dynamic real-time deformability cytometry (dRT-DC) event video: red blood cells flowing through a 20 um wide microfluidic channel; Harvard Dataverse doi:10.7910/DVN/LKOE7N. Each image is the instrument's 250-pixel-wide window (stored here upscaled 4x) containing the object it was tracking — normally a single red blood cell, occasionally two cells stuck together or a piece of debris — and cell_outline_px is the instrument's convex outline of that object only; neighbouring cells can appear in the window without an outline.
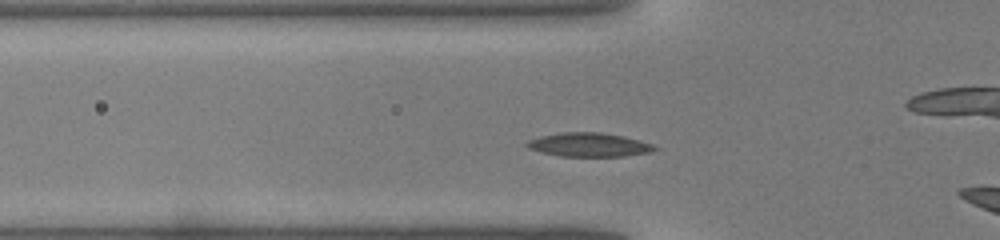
{"species": "common noctule bat (a hibernating species)", "species_latin": "Nyctalus noctula", "temperature_condition": "warm", "stored_images_in_passage": 27, "camera_frame_rate_fps": 3000, "um_per_image_px": 0.085, "animal": {"sex": "male", "body_mass_g": 19.0, "forearm_length_mm": 50.8}, "frame": {"image": 1, "passage_image": 5, "time_ms": 1.333, "image_size_px": [1000, 240], "cell_outline_px": [[660, 148], [648, 152], [624, 156], [560, 156], [528, 148], [524, 144], [528, 140], [540, 136], [560, 132], [600, 132], [624, 136], [640, 140], [652, 144]], "centroid_in_image_um": [50.06, 12.29], "position_along_channel_um": 75.7, "area_um2": 17.69}}
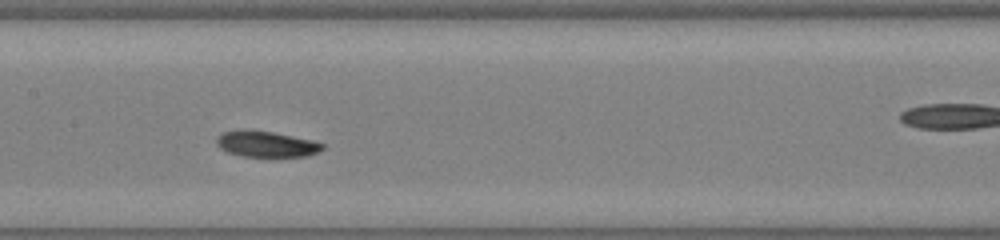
{"frame": {"image": 2, "passage_image": 12, "time_ms": 3.667, "image_size_px": [1000, 240], "cell_outline_px": [[324, 148], [308, 156], [272, 160], [244, 156], [228, 152], [220, 148], [216, 144], [216, 140], [224, 132], [272, 132], [312, 140], [324, 144]], "centroid_in_image_um": [22.73, 12.34], "position_along_channel_um": 184.7, "area_um2": 16.07}}
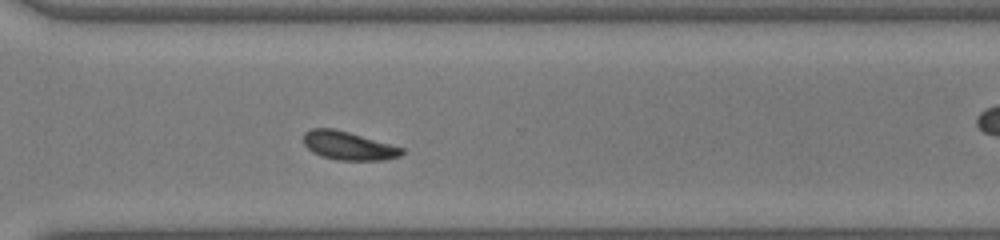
{"frame": {"image": 3, "passage_image": 22, "time_ms": 7.0, "image_size_px": [1000, 240], "cell_outline_px": [[404, 152], [400, 156], [380, 160], [336, 160], [320, 156], [312, 152], [304, 144], [304, 132], [312, 128], [332, 128], [348, 132], [404, 148]], "centroid_in_image_um": [29.58, 12.39], "position_along_channel_um": 341.0, "area_um2": 16.18}}